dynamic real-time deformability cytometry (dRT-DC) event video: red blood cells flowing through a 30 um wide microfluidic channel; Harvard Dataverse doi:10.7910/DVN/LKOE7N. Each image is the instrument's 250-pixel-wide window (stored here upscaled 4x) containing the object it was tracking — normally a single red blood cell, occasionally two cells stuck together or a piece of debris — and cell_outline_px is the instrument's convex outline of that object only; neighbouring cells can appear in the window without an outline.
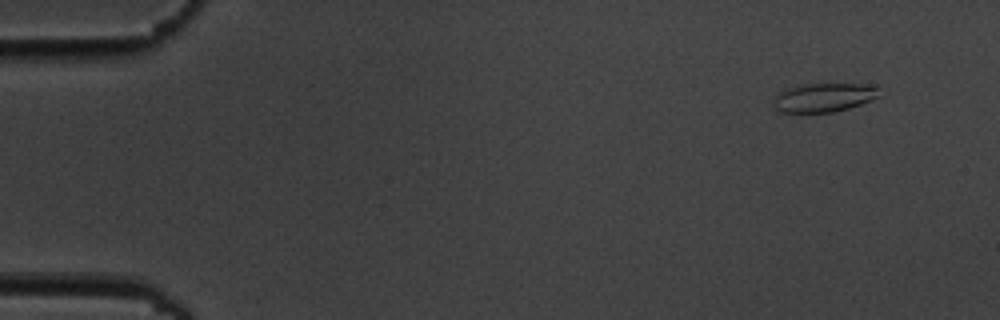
{"species": "common noctule bat (a hibernating species)", "species_latin": "Nyctalus noctula", "temperature_condition": "cold", "stored_images_in_passage": 6, "camera_frame_rate_fps": 3000, "um_per_image_px": 0.085, "animal": {"sex": "male", "body_mass_g": 19.5, "forearm_length_mm": 54.6}, "frame": {"image": 1, "passage_image": 1, "time_ms": 0.0, "image_size_px": [1000, 320], "cell_outline_px": [[880, 96], [860, 104], [848, 108], [832, 112], [780, 112], [772, 104], [776, 96], [780, 92], [788, 88], [804, 84], [872, 84], [876, 88]], "centroid_in_image_um": [70.02, 8.28], "position_along_channel_um": 15.0, "area_um2": 17.51}}
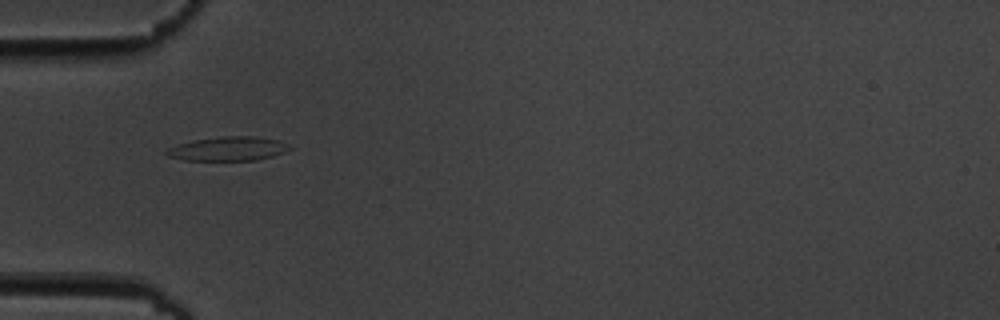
{"frame": {"image": 2, "passage_image": 5, "time_ms": 4.667, "image_size_px": [1000, 320], "cell_outline_px": [[292, 148], [284, 152], [272, 156], [256, 160], [184, 160], [168, 156], [164, 152], [168, 148], [180, 144], [196, 140], [224, 136], [256, 136], [280, 140], [288, 144]], "centroid_in_image_um": [19.43, 12.64], "position_along_channel_um": 65.6, "area_um2": 17.11}}
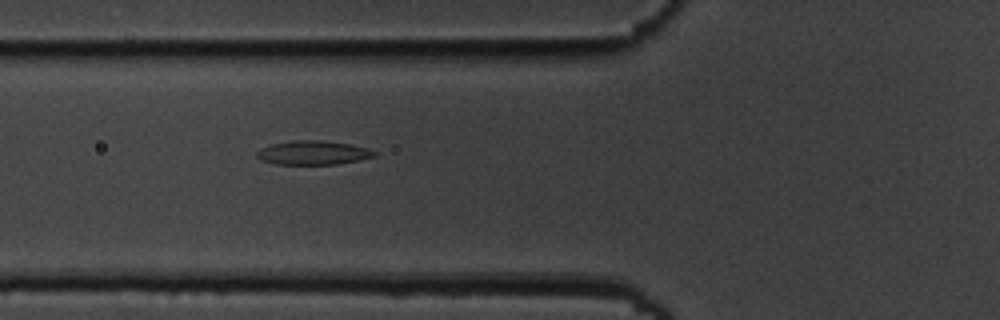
{"frame": {"image": 3, "passage_image": 6, "time_ms": 5.667, "image_size_px": [1000, 320], "cell_outline_px": [[376, 156], [360, 160], [336, 164], [276, 164], [260, 160], [256, 156], [256, 152], [260, 148], [272, 144], [292, 140], [324, 140], [352, 144], [368, 148], [376, 152]], "centroid_in_image_um": [26.61, 12.97], "position_along_channel_um": 99.2, "area_um2": 16.59}}